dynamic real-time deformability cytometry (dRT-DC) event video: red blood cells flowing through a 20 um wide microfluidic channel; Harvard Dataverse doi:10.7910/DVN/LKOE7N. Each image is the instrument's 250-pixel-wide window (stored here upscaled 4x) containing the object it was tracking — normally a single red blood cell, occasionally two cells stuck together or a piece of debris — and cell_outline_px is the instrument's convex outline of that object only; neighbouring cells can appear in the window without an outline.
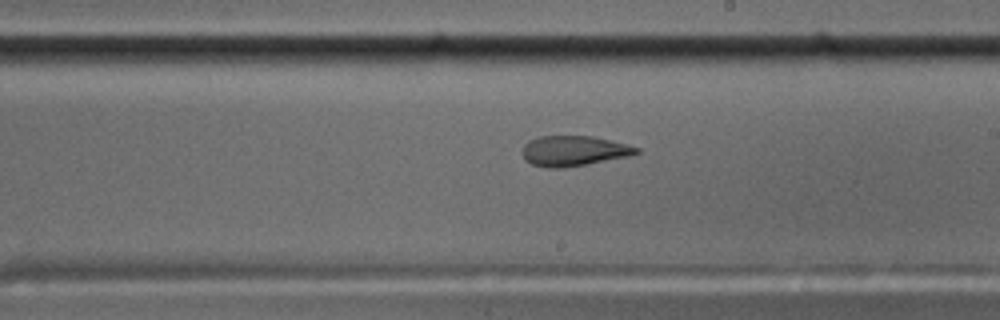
{"species": "common noctule bat (a hibernating species)", "species_latin": "Nyctalus noctula", "temperature_condition": "cold", "stored_images_in_passage": 57, "camera_frame_rate_fps": 3000, "um_per_image_px": 0.085, "animal": {"sex": "male", "body_mass_g": 17.5, "forearm_length_mm": 52.3}, "frame": {"image": 1, "passage_image": 33, "time_ms": 10.667, "image_size_px": [1000, 320], "cell_outline_px": [[640, 152], [628, 156], [584, 164], [560, 168], [552, 168], [532, 164], [524, 160], [520, 152], [524, 144], [528, 140], [540, 136], [592, 136], [640, 148]], "centroid_in_image_um": [48.69, 12.81], "position_along_channel_um": 240.3, "area_um2": 19.88}}
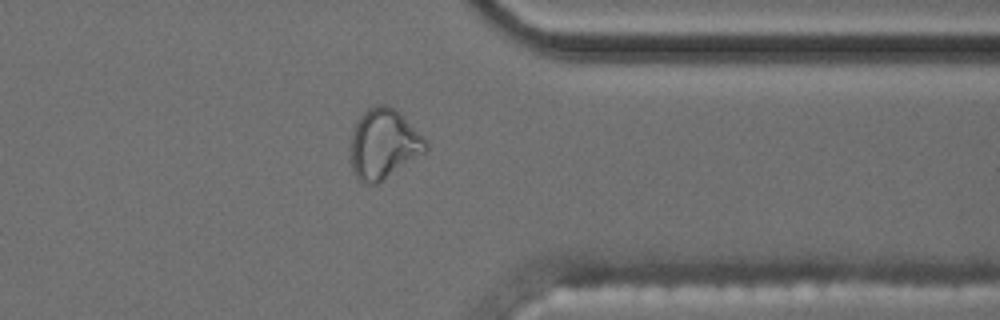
{"frame": {"image": 2, "passage_image": 45, "time_ms": 14.667, "image_size_px": [1000, 320], "cell_outline_px": [[428, 148], [424, 152], [376, 184], [364, 184], [356, 176], [352, 168], [352, 132], [356, 120], [368, 108], [380, 104], [384, 104], [400, 112], [428, 140]], "centroid_in_image_um": [32.63, 12.21], "position_along_channel_um": 378.8, "area_um2": 30.23}, "authors_computed_cell_mechanics": {"area_um2": 21.097, "velocity_mm_per_s": 3.5966, "shape_relaxation_time_tau1_ms": null, "shape_relaxation_time_tau2_ms": 2.5011, "deformation_change_tau1": null, "deformation_change_tau2": 0.1007}}